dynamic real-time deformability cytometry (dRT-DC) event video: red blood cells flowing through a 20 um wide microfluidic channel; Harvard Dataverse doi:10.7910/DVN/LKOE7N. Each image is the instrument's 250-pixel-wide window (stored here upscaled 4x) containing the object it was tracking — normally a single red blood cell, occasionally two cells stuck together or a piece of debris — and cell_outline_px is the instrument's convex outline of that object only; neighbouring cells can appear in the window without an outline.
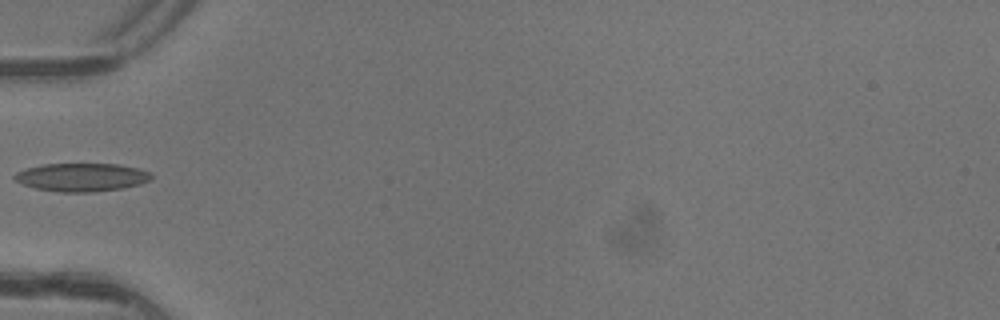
{"species": "common noctule bat (a hibernating species)", "species_latin": "Nyctalus noctula", "temperature_condition": "warm", "stored_images_in_passage": 6, "camera_frame_rate_fps": 3000, "um_per_image_px": 0.085, "animal": {"sex": "female"}, "frame": {"image": 1, "passage_image": 6, "time_ms": 1.667, "image_size_px": [1000, 320], "cell_outline_px": [[152, 180], [140, 184], [124, 188], [92, 192], [60, 192], [36, 188], [24, 184], [16, 180], [12, 176], [16, 172], [28, 168], [44, 164], [120, 164], [136, 168], [148, 172], [152, 176]], "centroid_in_image_um": [6.96, 15.07], "position_along_channel_um": 78.0, "area_um2": 22.37}}